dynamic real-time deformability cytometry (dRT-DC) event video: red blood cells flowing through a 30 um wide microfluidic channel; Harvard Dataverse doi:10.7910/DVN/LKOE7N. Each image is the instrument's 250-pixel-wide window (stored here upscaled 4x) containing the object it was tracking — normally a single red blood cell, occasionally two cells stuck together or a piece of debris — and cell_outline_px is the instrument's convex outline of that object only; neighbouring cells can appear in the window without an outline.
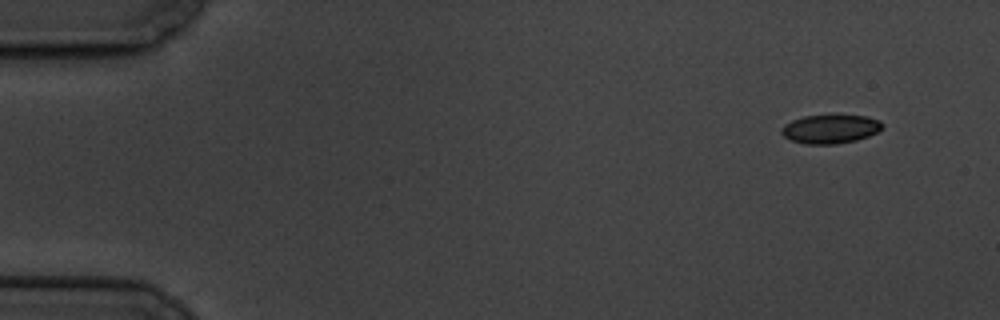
{"species": "common noctule bat (a hibernating species)", "species_latin": "Nyctalus noctula", "temperature_condition": "cold", "stored_images_in_passage": 6, "camera_frame_rate_fps": 3000, "um_per_image_px": 0.085, "animal": {"sex": "male", "body_mass_g": 19.5, "forearm_length_mm": 54.6}, "frame": {"image": 1, "passage_image": 1, "time_ms": 0.0, "image_size_px": [1000, 320], "cell_outline_px": [[884, 128], [868, 136], [856, 140], [836, 144], [804, 144], [792, 140], [784, 136], [780, 132], [780, 128], [784, 124], [792, 120], [804, 116], [868, 116], [880, 120], [884, 124]], "centroid_in_image_um": [70.58, 10.97], "position_along_channel_um": 14.4, "area_um2": 16.88}}
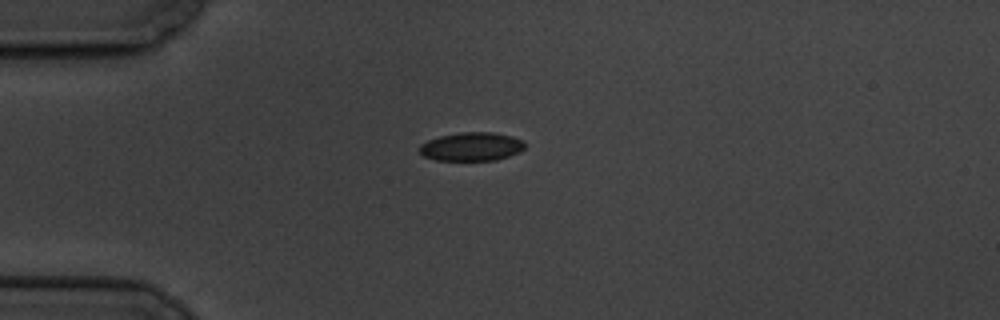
{"frame": {"image": 2, "passage_image": 4, "time_ms": 3.667, "image_size_px": [1000, 320], "cell_outline_px": [[524, 148], [520, 152], [496, 160], [436, 160], [424, 156], [420, 152], [420, 144], [428, 140], [440, 136], [460, 132], [492, 132], [512, 136], [524, 140]], "centroid_in_image_um": [40.1, 12.46], "position_along_channel_um": 44.9, "area_um2": 17.51}}
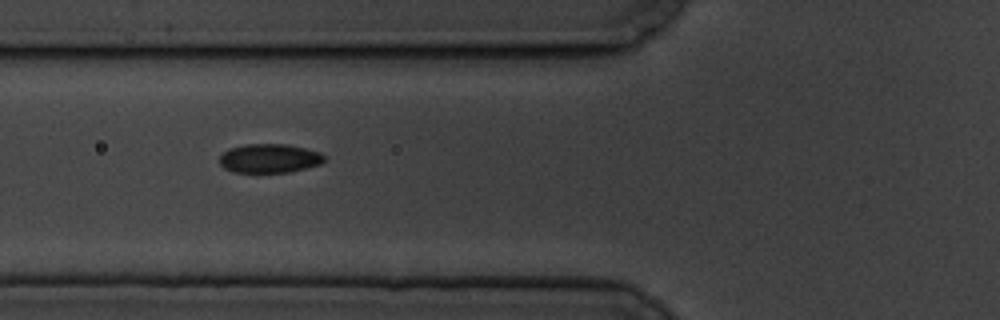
{"frame": {"image": 3, "passage_image": 6, "time_ms": 6.0, "image_size_px": [1000, 320], "cell_outline_px": [[324, 160], [320, 164], [288, 172], [232, 172], [224, 168], [220, 164], [220, 156], [224, 152], [232, 148], [248, 144], [284, 144], [304, 148], [320, 152], [324, 156]], "centroid_in_image_um": [22.89, 13.46], "position_along_channel_um": 102.9, "area_um2": 17.4}}